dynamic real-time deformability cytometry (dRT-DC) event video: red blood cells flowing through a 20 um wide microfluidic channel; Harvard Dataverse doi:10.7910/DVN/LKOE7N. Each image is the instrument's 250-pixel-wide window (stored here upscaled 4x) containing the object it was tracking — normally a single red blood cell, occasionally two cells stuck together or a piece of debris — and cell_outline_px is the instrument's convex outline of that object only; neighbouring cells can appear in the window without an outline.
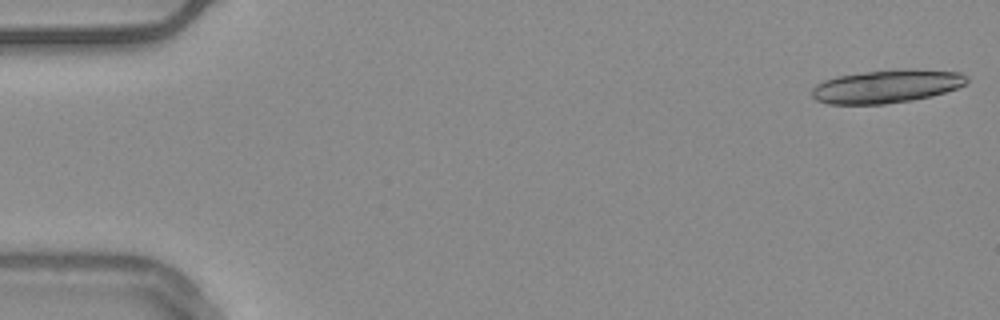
{"species": "common noctule bat (a hibernating species)", "species_latin": "Nyctalus noctula", "temperature_condition": "warm", "stored_images_in_passage": 12, "camera_frame_rate_fps": 3000, "um_per_image_px": 0.085, "animal": {"sex": "male", "body_mass_g": 20.4}, "frame": {"image": 1, "passage_image": 1, "time_ms": 0.0, "image_size_px": [1000, 320], "cell_outline_px": [[968, 84], [932, 96], [912, 100], [884, 104], [828, 104], [816, 100], [812, 96], [812, 88], [816, 84], [824, 80], [836, 76], [864, 72], [904, 68], [912, 68], [960, 72], [968, 76]], "centroid_in_image_um": [75.39, 7.33], "position_along_channel_um": 9.6, "area_um2": 30.29}}